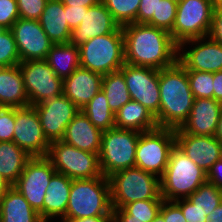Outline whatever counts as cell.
Wrapping results in <instances>:
<instances>
[{"mask_svg": "<svg viewBox=\"0 0 222 222\" xmlns=\"http://www.w3.org/2000/svg\"><path fill=\"white\" fill-rule=\"evenodd\" d=\"M140 1L141 0H101L120 27L136 23Z\"/></svg>", "mask_w": 222, "mask_h": 222, "instance_id": "cell-33", "label": "cell"}, {"mask_svg": "<svg viewBox=\"0 0 222 222\" xmlns=\"http://www.w3.org/2000/svg\"><path fill=\"white\" fill-rule=\"evenodd\" d=\"M178 0H160L157 7V17L147 23V25L172 32L177 11Z\"/></svg>", "mask_w": 222, "mask_h": 222, "instance_id": "cell-35", "label": "cell"}, {"mask_svg": "<svg viewBox=\"0 0 222 222\" xmlns=\"http://www.w3.org/2000/svg\"><path fill=\"white\" fill-rule=\"evenodd\" d=\"M164 199L139 200L126 204L122 209L132 218L152 222L160 212Z\"/></svg>", "mask_w": 222, "mask_h": 222, "instance_id": "cell-34", "label": "cell"}, {"mask_svg": "<svg viewBox=\"0 0 222 222\" xmlns=\"http://www.w3.org/2000/svg\"><path fill=\"white\" fill-rule=\"evenodd\" d=\"M160 0H141L136 23L147 24L152 17H157V7Z\"/></svg>", "mask_w": 222, "mask_h": 222, "instance_id": "cell-42", "label": "cell"}, {"mask_svg": "<svg viewBox=\"0 0 222 222\" xmlns=\"http://www.w3.org/2000/svg\"><path fill=\"white\" fill-rule=\"evenodd\" d=\"M13 142L31 157H45L50 142L44 135L39 116L33 106L15 108Z\"/></svg>", "mask_w": 222, "mask_h": 222, "instance_id": "cell-15", "label": "cell"}, {"mask_svg": "<svg viewBox=\"0 0 222 222\" xmlns=\"http://www.w3.org/2000/svg\"><path fill=\"white\" fill-rule=\"evenodd\" d=\"M157 127L155 116L139 102L131 100L115 113V128L141 133Z\"/></svg>", "mask_w": 222, "mask_h": 222, "instance_id": "cell-27", "label": "cell"}, {"mask_svg": "<svg viewBox=\"0 0 222 222\" xmlns=\"http://www.w3.org/2000/svg\"><path fill=\"white\" fill-rule=\"evenodd\" d=\"M113 209L139 200L163 199L161 197L160 177L139 167H130L113 173L108 177Z\"/></svg>", "mask_w": 222, "mask_h": 222, "instance_id": "cell-5", "label": "cell"}, {"mask_svg": "<svg viewBox=\"0 0 222 222\" xmlns=\"http://www.w3.org/2000/svg\"><path fill=\"white\" fill-rule=\"evenodd\" d=\"M209 36L222 44V8L214 9Z\"/></svg>", "mask_w": 222, "mask_h": 222, "instance_id": "cell-45", "label": "cell"}, {"mask_svg": "<svg viewBox=\"0 0 222 222\" xmlns=\"http://www.w3.org/2000/svg\"><path fill=\"white\" fill-rule=\"evenodd\" d=\"M48 0H17L19 17L39 20Z\"/></svg>", "mask_w": 222, "mask_h": 222, "instance_id": "cell-38", "label": "cell"}, {"mask_svg": "<svg viewBox=\"0 0 222 222\" xmlns=\"http://www.w3.org/2000/svg\"><path fill=\"white\" fill-rule=\"evenodd\" d=\"M46 157L57 173L64 174L72 180L102 176L98 154L80 150L61 140L50 143Z\"/></svg>", "mask_w": 222, "mask_h": 222, "instance_id": "cell-9", "label": "cell"}, {"mask_svg": "<svg viewBox=\"0 0 222 222\" xmlns=\"http://www.w3.org/2000/svg\"><path fill=\"white\" fill-rule=\"evenodd\" d=\"M81 111L101 131L115 128V114L109 108L107 98L102 89Z\"/></svg>", "mask_w": 222, "mask_h": 222, "instance_id": "cell-31", "label": "cell"}, {"mask_svg": "<svg viewBox=\"0 0 222 222\" xmlns=\"http://www.w3.org/2000/svg\"><path fill=\"white\" fill-rule=\"evenodd\" d=\"M47 140L51 143L63 139L66 127L80 111L65 95L47 99L33 106Z\"/></svg>", "mask_w": 222, "mask_h": 222, "instance_id": "cell-16", "label": "cell"}, {"mask_svg": "<svg viewBox=\"0 0 222 222\" xmlns=\"http://www.w3.org/2000/svg\"><path fill=\"white\" fill-rule=\"evenodd\" d=\"M56 173L51 161L45 157H32L22 174L12 185L25 200L36 210L43 220V203L47 186Z\"/></svg>", "mask_w": 222, "mask_h": 222, "instance_id": "cell-12", "label": "cell"}, {"mask_svg": "<svg viewBox=\"0 0 222 222\" xmlns=\"http://www.w3.org/2000/svg\"><path fill=\"white\" fill-rule=\"evenodd\" d=\"M213 99L222 103V71L213 73Z\"/></svg>", "mask_w": 222, "mask_h": 222, "instance_id": "cell-47", "label": "cell"}, {"mask_svg": "<svg viewBox=\"0 0 222 222\" xmlns=\"http://www.w3.org/2000/svg\"><path fill=\"white\" fill-rule=\"evenodd\" d=\"M213 8H222V0H211Z\"/></svg>", "mask_w": 222, "mask_h": 222, "instance_id": "cell-54", "label": "cell"}, {"mask_svg": "<svg viewBox=\"0 0 222 222\" xmlns=\"http://www.w3.org/2000/svg\"><path fill=\"white\" fill-rule=\"evenodd\" d=\"M174 147V129L157 127L141 132L136 146L135 166L161 177Z\"/></svg>", "mask_w": 222, "mask_h": 222, "instance_id": "cell-8", "label": "cell"}, {"mask_svg": "<svg viewBox=\"0 0 222 222\" xmlns=\"http://www.w3.org/2000/svg\"><path fill=\"white\" fill-rule=\"evenodd\" d=\"M207 181V173L175 146L160 177L161 197L165 201L188 198Z\"/></svg>", "mask_w": 222, "mask_h": 222, "instance_id": "cell-4", "label": "cell"}, {"mask_svg": "<svg viewBox=\"0 0 222 222\" xmlns=\"http://www.w3.org/2000/svg\"><path fill=\"white\" fill-rule=\"evenodd\" d=\"M187 199L208 216L222 202V189L207 181Z\"/></svg>", "mask_w": 222, "mask_h": 222, "instance_id": "cell-32", "label": "cell"}, {"mask_svg": "<svg viewBox=\"0 0 222 222\" xmlns=\"http://www.w3.org/2000/svg\"><path fill=\"white\" fill-rule=\"evenodd\" d=\"M208 182L222 189V155L207 173Z\"/></svg>", "mask_w": 222, "mask_h": 222, "instance_id": "cell-46", "label": "cell"}, {"mask_svg": "<svg viewBox=\"0 0 222 222\" xmlns=\"http://www.w3.org/2000/svg\"><path fill=\"white\" fill-rule=\"evenodd\" d=\"M182 210V213L187 222H206L207 216L201 212L196 206L187 198L178 199L174 201Z\"/></svg>", "mask_w": 222, "mask_h": 222, "instance_id": "cell-41", "label": "cell"}, {"mask_svg": "<svg viewBox=\"0 0 222 222\" xmlns=\"http://www.w3.org/2000/svg\"><path fill=\"white\" fill-rule=\"evenodd\" d=\"M120 71L131 100L139 102L156 116L160 107L159 70L125 63Z\"/></svg>", "mask_w": 222, "mask_h": 222, "instance_id": "cell-14", "label": "cell"}, {"mask_svg": "<svg viewBox=\"0 0 222 222\" xmlns=\"http://www.w3.org/2000/svg\"><path fill=\"white\" fill-rule=\"evenodd\" d=\"M88 7L85 6H67L64 5V12H66V21L70 30H74L81 23L84 14H86Z\"/></svg>", "mask_w": 222, "mask_h": 222, "instance_id": "cell-44", "label": "cell"}, {"mask_svg": "<svg viewBox=\"0 0 222 222\" xmlns=\"http://www.w3.org/2000/svg\"><path fill=\"white\" fill-rule=\"evenodd\" d=\"M206 222H222V202L207 216Z\"/></svg>", "mask_w": 222, "mask_h": 222, "instance_id": "cell-50", "label": "cell"}, {"mask_svg": "<svg viewBox=\"0 0 222 222\" xmlns=\"http://www.w3.org/2000/svg\"><path fill=\"white\" fill-rule=\"evenodd\" d=\"M19 63L20 58L12 31L0 26V67H11Z\"/></svg>", "mask_w": 222, "mask_h": 222, "instance_id": "cell-37", "label": "cell"}, {"mask_svg": "<svg viewBox=\"0 0 222 222\" xmlns=\"http://www.w3.org/2000/svg\"><path fill=\"white\" fill-rule=\"evenodd\" d=\"M108 177L73 179L65 216L58 222H73L86 217L112 216Z\"/></svg>", "mask_w": 222, "mask_h": 222, "instance_id": "cell-3", "label": "cell"}, {"mask_svg": "<svg viewBox=\"0 0 222 222\" xmlns=\"http://www.w3.org/2000/svg\"><path fill=\"white\" fill-rule=\"evenodd\" d=\"M19 67L30 106L63 94V79L45 59L20 62Z\"/></svg>", "mask_w": 222, "mask_h": 222, "instance_id": "cell-11", "label": "cell"}, {"mask_svg": "<svg viewBox=\"0 0 222 222\" xmlns=\"http://www.w3.org/2000/svg\"><path fill=\"white\" fill-rule=\"evenodd\" d=\"M102 90L107 98L109 108L114 114L131 101L125 77L120 70L103 75Z\"/></svg>", "mask_w": 222, "mask_h": 222, "instance_id": "cell-30", "label": "cell"}, {"mask_svg": "<svg viewBox=\"0 0 222 222\" xmlns=\"http://www.w3.org/2000/svg\"><path fill=\"white\" fill-rule=\"evenodd\" d=\"M10 30L14 35L20 62L46 59L53 43L39 21L19 17Z\"/></svg>", "mask_w": 222, "mask_h": 222, "instance_id": "cell-17", "label": "cell"}, {"mask_svg": "<svg viewBox=\"0 0 222 222\" xmlns=\"http://www.w3.org/2000/svg\"><path fill=\"white\" fill-rule=\"evenodd\" d=\"M175 146L206 173L222 155V143L216 136H197L180 129H175Z\"/></svg>", "mask_w": 222, "mask_h": 222, "instance_id": "cell-18", "label": "cell"}, {"mask_svg": "<svg viewBox=\"0 0 222 222\" xmlns=\"http://www.w3.org/2000/svg\"><path fill=\"white\" fill-rule=\"evenodd\" d=\"M103 131L95 127L80 110L66 127L61 141L80 150L99 155Z\"/></svg>", "mask_w": 222, "mask_h": 222, "instance_id": "cell-22", "label": "cell"}, {"mask_svg": "<svg viewBox=\"0 0 222 222\" xmlns=\"http://www.w3.org/2000/svg\"><path fill=\"white\" fill-rule=\"evenodd\" d=\"M160 107L158 127L179 129L187 121L194 103L187 70L177 61L159 70Z\"/></svg>", "mask_w": 222, "mask_h": 222, "instance_id": "cell-2", "label": "cell"}, {"mask_svg": "<svg viewBox=\"0 0 222 222\" xmlns=\"http://www.w3.org/2000/svg\"><path fill=\"white\" fill-rule=\"evenodd\" d=\"M19 18L17 0H0V26L11 29Z\"/></svg>", "mask_w": 222, "mask_h": 222, "instance_id": "cell-40", "label": "cell"}, {"mask_svg": "<svg viewBox=\"0 0 222 222\" xmlns=\"http://www.w3.org/2000/svg\"><path fill=\"white\" fill-rule=\"evenodd\" d=\"M1 222H44L13 186L0 198Z\"/></svg>", "mask_w": 222, "mask_h": 222, "instance_id": "cell-26", "label": "cell"}, {"mask_svg": "<svg viewBox=\"0 0 222 222\" xmlns=\"http://www.w3.org/2000/svg\"><path fill=\"white\" fill-rule=\"evenodd\" d=\"M152 222H165L163 216L159 213Z\"/></svg>", "mask_w": 222, "mask_h": 222, "instance_id": "cell-55", "label": "cell"}, {"mask_svg": "<svg viewBox=\"0 0 222 222\" xmlns=\"http://www.w3.org/2000/svg\"><path fill=\"white\" fill-rule=\"evenodd\" d=\"M178 62L186 70L222 71V44L210 36L183 41L178 45Z\"/></svg>", "mask_w": 222, "mask_h": 222, "instance_id": "cell-13", "label": "cell"}, {"mask_svg": "<svg viewBox=\"0 0 222 222\" xmlns=\"http://www.w3.org/2000/svg\"><path fill=\"white\" fill-rule=\"evenodd\" d=\"M15 108L0 106V141H13Z\"/></svg>", "mask_w": 222, "mask_h": 222, "instance_id": "cell-39", "label": "cell"}, {"mask_svg": "<svg viewBox=\"0 0 222 222\" xmlns=\"http://www.w3.org/2000/svg\"><path fill=\"white\" fill-rule=\"evenodd\" d=\"M45 60L59 78L65 79L80 67L79 48L70 43L53 44Z\"/></svg>", "mask_w": 222, "mask_h": 222, "instance_id": "cell-29", "label": "cell"}, {"mask_svg": "<svg viewBox=\"0 0 222 222\" xmlns=\"http://www.w3.org/2000/svg\"><path fill=\"white\" fill-rule=\"evenodd\" d=\"M214 8L211 0H178L176 19L170 35L181 42L209 36Z\"/></svg>", "mask_w": 222, "mask_h": 222, "instance_id": "cell-10", "label": "cell"}, {"mask_svg": "<svg viewBox=\"0 0 222 222\" xmlns=\"http://www.w3.org/2000/svg\"><path fill=\"white\" fill-rule=\"evenodd\" d=\"M0 106L8 108L30 106L19 65L0 67Z\"/></svg>", "mask_w": 222, "mask_h": 222, "instance_id": "cell-24", "label": "cell"}, {"mask_svg": "<svg viewBox=\"0 0 222 222\" xmlns=\"http://www.w3.org/2000/svg\"><path fill=\"white\" fill-rule=\"evenodd\" d=\"M12 187L1 174H0V198Z\"/></svg>", "mask_w": 222, "mask_h": 222, "instance_id": "cell-52", "label": "cell"}, {"mask_svg": "<svg viewBox=\"0 0 222 222\" xmlns=\"http://www.w3.org/2000/svg\"><path fill=\"white\" fill-rule=\"evenodd\" d=\"M78 48L80 66L102 76L119 71L125 64L122 27L113 33L91 38Z\"/></svg>", "mask_w": 222, "mask_h": 222, "instance_id": "cell-6", "label": "cell"}, {"mask_svg": "<svg viewBox=\"0 0 222 222\" xmlns=\"http://www.w3.org/2000/svg\"><path fill=\"white\" fill-rule=\"evenodd\" d=\"M102 79L101 74L80 66L63 79V95L82 110L102 89Z\"/></svg>", "mask_w": 222, "mask_h": 222, "instance_id": "cell-21", "label": "cell"}, {"mask_svg": "<svg viewBox=\"0 0 222 222\" xmlns=\"http://www.w3.org/2000/svg\"><path fill=\"white\" fill-rule=\"evenodd\" d=\"M187 75L195 99L213 98V73L187 70Z\"/></svg>", "mask_w": 222, "mask_h": 222, "instance_id": "cell-36", "label": "cell"}, {"mask_svg": "<svg viewBox=\"0 0 222 222\" xmlns=\"http://www.w3.org/2000/svg\"><path fill=\"white\" fill-rule=\"evenodd\" d=\"M215 136L219 139V141L222 143V111L220 114L218 127Z\"/></svg>", "mask_w": 222, "mask_h": 222, "instance_id": "cell-53", "label": "cell"}, {"mask_svg": "<svg viewBox=\"0 0 222 222\" xmlns=\"http://www.w3.org/2000/svg\"><path fill=\"white\" fill-rule=\"evenodd\" d=\"M221 111L222 103L213 98L195 99L187 121L179 129L197 136H215Z\"/></svg>", "mask_w": 222, "mask_h": 222, "instance_id": "cell-20", "label": "cell"}, {"mask_svg": "<svg viewBox=\"0 0 222 222\" xmlns=\"http://www.w3.org/2000/svg\"><path fill=\"white\" fill-rule=\"evenodd\" d=\"M140 132L113 128L103 131L99 165L103 176L135 166L136 146Z\"/></svg>", "mask_w": 222, "mask_h": 222, "instance_id": "cell-7", "label": "cell"}, {"mask_svg": "<svg viewBox=\"0 0 222 222\" xmlns=\"http://www.w3.org/2000/svg\"><path fill=\"white\" fill-rule=\"evenodd\" d=\"M159 213L165 222H187L181 208L174 201L163 200Z\"/></svg>", "mask_w": 222, "mask_h": 222, "instance_id": "cell-43", "label": "cell"}, {"mask_svg": "<svg viewBox=\"0 0 222 222\" xmlns=\"http://www.w3.org/2000/svg\"><path fill=\"white\" fill-rule=\"evenodd\" d=\"M111 222H143L142 220L134 219L128 215L122 208L113 209Z\"/></svg>", "mask_w": 222, "mask_h": 222, "instance_id": "cell-48", "label": "cell"}, {"mask_svg": "<svg viewBox=\"0 0 222 222\" xmlns=\"http://www.w3.org/2000/svg\"><path fill=\"white\" fill-rule=\"evenodd\" d=\"M72 179L55 173L47 186L43 203V221L61 220L66 213ZM55 219V220H53Z\"/></svg>", "mask_w": 222, "mask_h": 222, "instance_id": "cell-23", "label": "cell"}, {"mask_svg": "<svg viewBox=\"0 0 222 222\" xmlns=\"http://www.w3.org/2000/svg\"><path fill=\"white\" fill-rule=\"evenodd\" d=\"M73 222H111V217H86Z\"/></svg>", "mask_w": 222, "mask_h": 222, "instance_id": "cell-51", "label": "cell"}, {"mask_svg": "<svg viewBox=\"0 0 222 222\" xmlns=\"http://www.w3.org/2000/svg\"><path fill=\"white\" fill-rule=\"evenodd\" d=\"M119 27L110 11L100 2L88 7L81 23L71 31L69 43L79 47L91 38L113 33Z\"/></svg>", "mask_w": 222, "mask_h": 222, "instance_id": "cell-19", "label": "cell"}, {"mask_svg": "<svg viewBox=\"0 0 222 222\" xmlns=\"http://www.w3.org/2000/svg\"><path fill=\"white\" fill-rule=\"evenodd\" d=\"M61 0H48L39 23L53 44L69 43L71 30Z\"/></svg>", "mask_w": 222, "mask_h": 222, "instance_id": "cell-25", "label": "cell"}, {"mask_svg": "<svg viewBox=\"0 0 222 222\" xmlns=\"http://www.w3.org/2000/svg\"><path fill=\"white\" fill-rule=\"evenodd\" d=\"M67 6H85L91 7L101 2V0H61Z\"/></svg>", "mask_w": 222, "mask_h": 222, "instance_id": "cell-49", "label": "cell"}, {"mask_svg": "<svg viewBox=\"0 0 222 222\" xmlns=\"http://www.w3.org/2000/svg\"><path fill=\"white\" fill-rule=\"evenodd\" d=\"M125 63L158 70L178 61V44L169 32L147 24L122 27Z\"/></svg>", "mask_w": 222, "mask_h": 222, "instance_id": "cell-1", "label": "cell"}, {"mask_svg": "<svg viewBox=\"0 0 222 222\" xmlns=\"http://www.w3.org/2000/svg\"><path fill=\"white\" fill-rule=\"evenodd\" d=\"M32 157L13 141H0V174L14 184Z\"/></svg>", "mask_w": 222, "mask_h": 222, "instance_id": "cell-28", "label": "cell"}]
</instances>
